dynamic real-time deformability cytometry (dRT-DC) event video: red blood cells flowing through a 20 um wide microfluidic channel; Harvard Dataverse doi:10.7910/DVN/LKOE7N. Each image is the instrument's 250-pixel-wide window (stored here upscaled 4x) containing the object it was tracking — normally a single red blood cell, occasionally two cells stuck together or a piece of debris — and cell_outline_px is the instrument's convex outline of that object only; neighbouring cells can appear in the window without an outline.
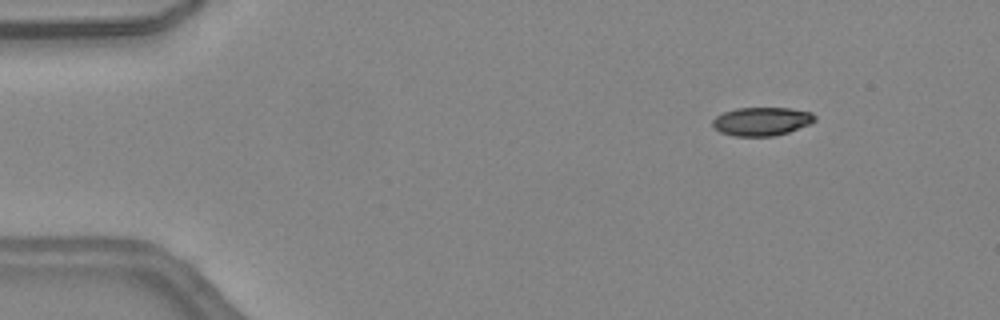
{"species": "common noctule bat (a hibernating species)", "species_latin": "Nyctalus noctula", "temperature_condition": "warm", "stored_images_in_passage": 42, "camera_frame_rate_fps": 3000, "um_per_image_px": 0.085, "animal": {"sex": "female", "body_mass_g": 24.6, "forearm_length_mm": 56.2}, "frame": {"image": 1, "passage_image": 2, "time_ms": 0.333, "image_size_px": [1000, 320], "cell_outline_px": [[816, 120], [808, 124], [788, 132], [772, 136], [732, 136], [720, 132], [712, 124], [712, 120], [716, 116], [724, 112], [736, 108], [792, 108], [812, 112], [816, 116]], "centroid_in_image_um": [64.74, 10.31], "position_along_channel_um": 20.3, "area_um2": 16.94}}
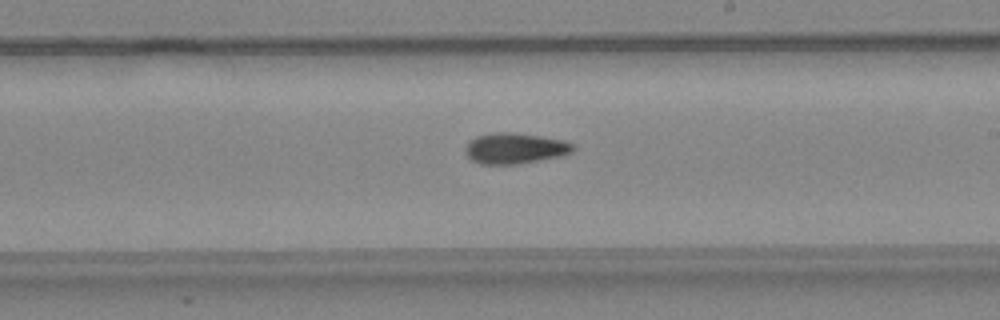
{"frame": {"image": 2, "passage_image": 23, "time_ms": 7.333, "image_size_px": [1000, 320], "cell_outline_px": [[576, 148], [572, 152], [560, 156], [512, 164], [480, 164], [472, 160], [464, 152], [464, 148], [468, 140], [476, 136], [496, 132], [512, 132], [540, 136], [564, 140], [572, 144]], "centroid_in_image_um": [43.72, 12.59], "position_along_channel_um": 245.3, "area_um2": 19.25}}
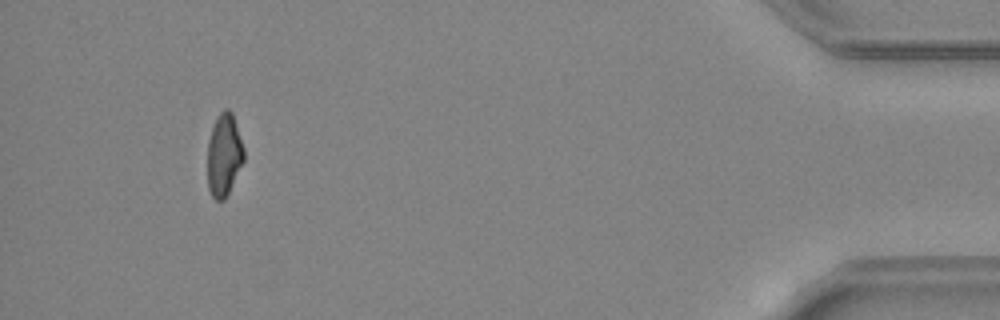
{"frame": {"image": 3, "passage_image": 39, "time_ms": 12.667, "image_size_px": [1000, 320], "cell_outline_px": [[244, 160], [224, 200], [216, 200], [212, 196], [208, 188], [208, 140], [216, 116], [224, 108], [228, 108], [232, 112], [244, 148]], "centroid_in_image_um": [19.04, 13.13], "position_along_channel_um": 416.2, "area_um2": 17.4}, "authors_computed_cell_mechanics": {"area_um2": 18.496, "velocity_mm_per_s": 4.5403, "shape_relaxation_time_tau1_ms": 5.4064, "shape_relaxation_time_tau2_ms": 6.2099, "deformation_change_tau1": 0.1763, "deformation_change_tau2": 0.1536}}